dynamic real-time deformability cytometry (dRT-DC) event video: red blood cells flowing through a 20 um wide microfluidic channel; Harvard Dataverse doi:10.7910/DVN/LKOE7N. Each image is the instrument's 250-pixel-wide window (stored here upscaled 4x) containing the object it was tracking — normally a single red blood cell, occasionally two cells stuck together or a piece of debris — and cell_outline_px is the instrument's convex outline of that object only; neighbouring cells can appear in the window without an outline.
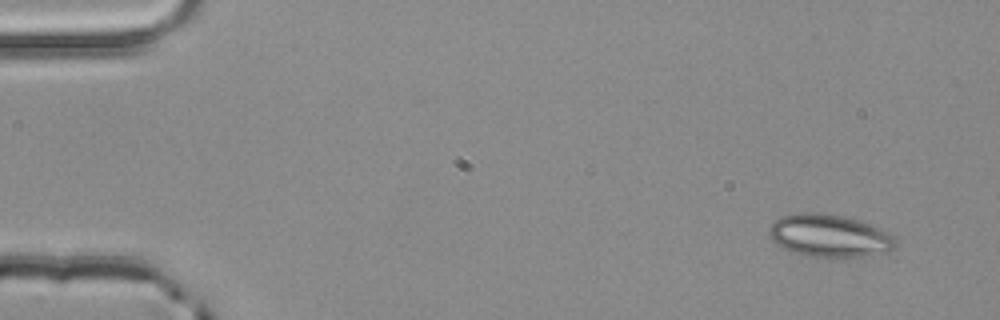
{"species": "common noctule bat (a hibernating species)", "species_latin": "Nyctalus noctula", "temperature_condition": "room temperature", "stored_images_in_passage": 5, "camera_frame_rate_fps": 3000, "um_per_image_px": 0.085, "animal": {"sex": "male", "body_mass_g": 20.4}, "frame": {"image": 1, "passage_image": 5, "time_ms": 1.333, "image_size_px": [1000, 320], "cell_outline_px": [[900, 244], [888, 252], [864, 256], [808, 256], [792, 252], [776, 244], [772, 240], [768, 232], [772, 220], [780, 216], [800, 212], [820, 212], [844, 216], [880, 228], [896, 236]], "centroid_in_image_um": [70.51, 20.02], "position_along_channel_um": 14.5, "area_um2": 31.67}}